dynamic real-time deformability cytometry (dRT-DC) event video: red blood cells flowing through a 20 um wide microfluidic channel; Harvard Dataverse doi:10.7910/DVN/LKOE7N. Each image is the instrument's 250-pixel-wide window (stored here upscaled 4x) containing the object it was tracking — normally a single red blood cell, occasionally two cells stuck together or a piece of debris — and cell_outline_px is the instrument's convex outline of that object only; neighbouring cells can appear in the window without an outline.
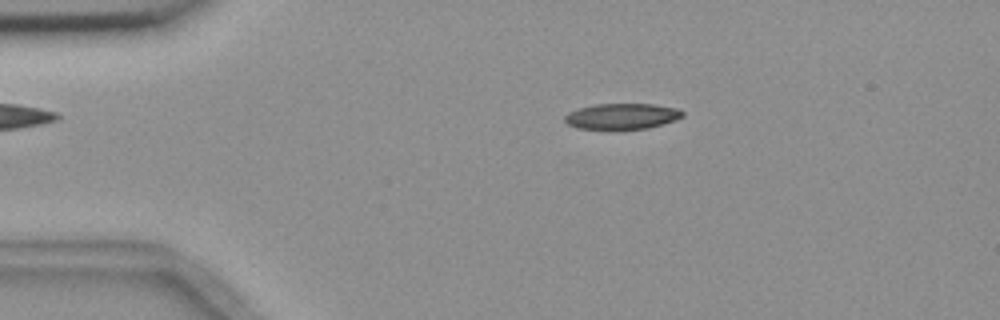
{"species": "common noctule bat (a hibernating species)", "species_latin": "Nyctalus noctula", "temperature_condition": "room temperature", "stored_images_in_passage": 4, "camera_frame_rate_fps": 3000, "um_per_image_px": 0.085, "animal": {"sex": "female", "body_mass_g": 18.4}, "frame": {"image": 1, "passage_image": 2, "time_ms": 1.0, "image_size_px": [1000, 320], "cell_outline_px": [[684, 116], [676, 120], [648, 128], [580, 128], [568, 124], [564, 120], [564, 116], [568, 112], [580, 108], [596, 104], [652, 104], [680, 108], [684, 112]], "centroid_in_image_um": [52.92, 9.86], "position_along_channel_um": 32.1, "area_um2": 17.46}}
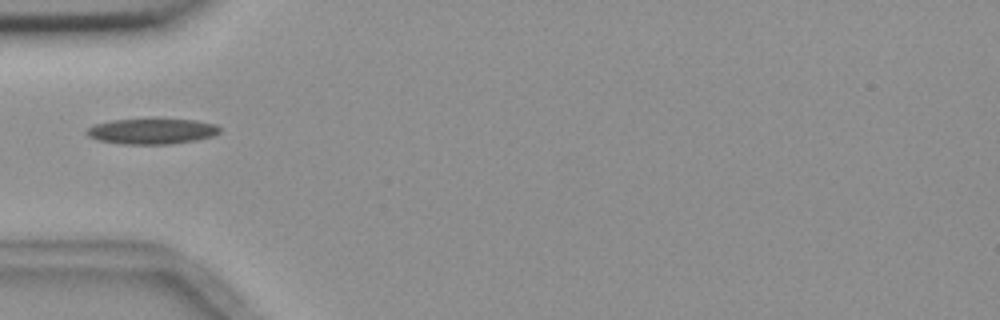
{"frame": {"image": 2, "passage_image": 4, "time_ms": 3.333, "image_size_px": [1000, 320], "cell_outline_px": [[220, 132], [212, 136], [196, 140], [172, 144], [120, 144], [96, 140], [88, 136], [84, 132], [88, 128], [96, 124], [112, 120], [196, 120], [216, 124], [220, 128]], "centroid_in_image_um": [12.89, 11.17], "position_along_channel_um": 72.1, "area_um2": 19.65}}